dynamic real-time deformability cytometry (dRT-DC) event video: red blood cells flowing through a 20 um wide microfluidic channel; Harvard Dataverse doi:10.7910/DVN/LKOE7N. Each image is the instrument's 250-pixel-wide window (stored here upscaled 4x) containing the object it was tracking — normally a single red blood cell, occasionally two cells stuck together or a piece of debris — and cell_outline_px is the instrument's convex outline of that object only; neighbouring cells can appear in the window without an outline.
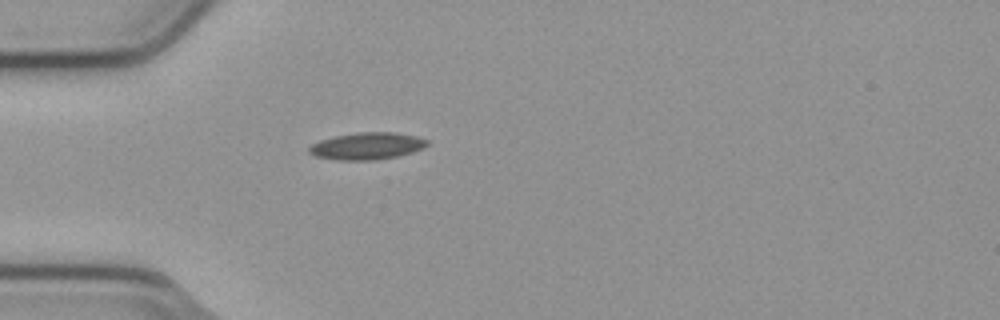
{"species": "common noctule bat (a hibernating species)", "species_latin": "Nyctalus noctula", "temperature_condition": "cold", "stored_images_in_passage": 39, "camera_frame_rate_fps": 3000, "um_per_image_px": 0.085, "animal": {"sex": "male", "body_mass_g": 23.1, "forearm_length_mm": 52.7}, "frame": {"image": 1, "passage_image": 1, "time_ms": 0.0, "image_size_px": [1000, 320], "cell_outline_px": [[428, 144], [424, 148], [412, 152], [396, 156], [372, 160], [336, 160], [316, 156], [308, 152], [308, 148], [312, 144], [320, 140], [336, 136], [356, 132], [396, 132], [416, 136], [428, 140]], "centroid_in_image_um": [31.2, 12.4], "position_along_channel_um": 53.8, "area_um2": 18.55}}
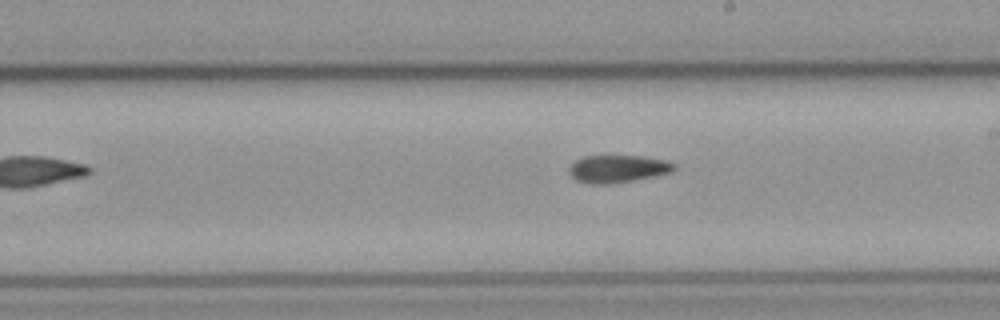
{"frame": {"image": 2, "passage_image": 16, "time_ms": 5.0, "image_size_px": [1000, 320], "cell_outline_px": [[676, 168], [672, 172], [656, 176], [608, 184], [592, 184], [576, 180], [568, 172], [568, 168], [576, 160], [584, 156], [640, 156], [668, 160], [676, 164]], "centroid_in_image_um": [52.54, 14.34], "position_along_channel_um": 236.5, "area_um2": 16.88}}
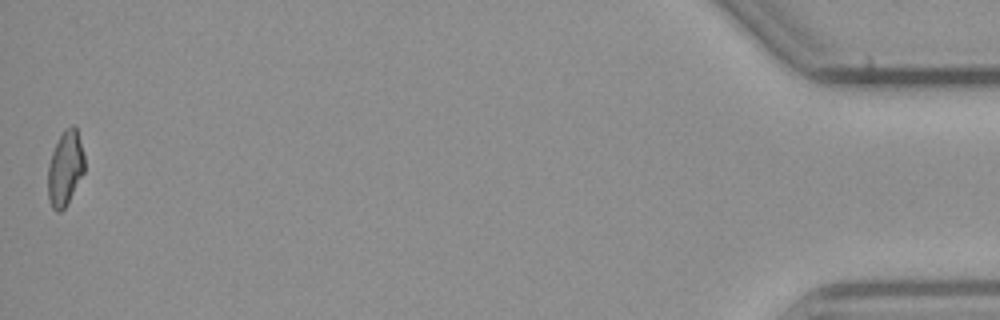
{"frame": {"image": 3, "passage_image": 39, "time_ms": 12.667, "image_size_px": [1000, 320], "cell_outline_px": [[84, 172], [68, 204], [60, 212], [56, 212], [52, 208], [48, 196], [48, 164], [52, 152], [64, 128], [72, 124], [76, 128], [84, 156]], "centroid_in_image_um": [5.53, 14.33], "position_along_channel_um": 429.7, "area_um2": 15.95}}